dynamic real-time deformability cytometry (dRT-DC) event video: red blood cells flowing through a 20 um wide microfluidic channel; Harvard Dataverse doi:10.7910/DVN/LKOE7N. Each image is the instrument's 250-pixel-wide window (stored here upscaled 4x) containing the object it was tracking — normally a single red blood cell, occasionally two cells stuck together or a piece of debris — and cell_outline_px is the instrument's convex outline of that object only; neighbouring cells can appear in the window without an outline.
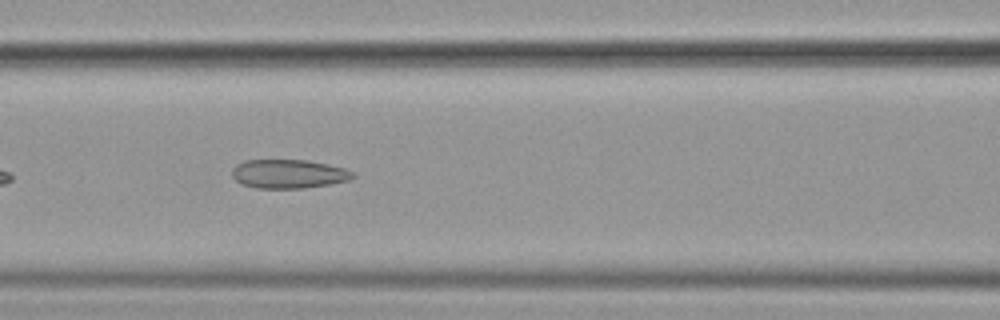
{"species": "common noctule bat (a hibernating species)", "species_latin": "Nyctalus noctula", "temperature_condition": "cold", "stored_images_in_passage": 39, "camera_frame_rate_fps": 3000, "um_per_image_px": 0.085, "animal": {"sex": "female", "body_mass_g": 19.9}, "frame": {"image": 1, "passage_image": 9, "time_ms": 2.667, "image_size_px": [1000, 320], "cell_outline_px": [[356, 176], [352, 180], [332, 184], [304, 188], [256, 188], [240, 184], [232, 176], [232, 168], [236, 164], [244, 160], [308, 160], [344, 168], [356, 172]], "centroid_in_image_um": [24.56, 14.78], "position_along_channel_um": 142.0, "area_um2": 20.63}}
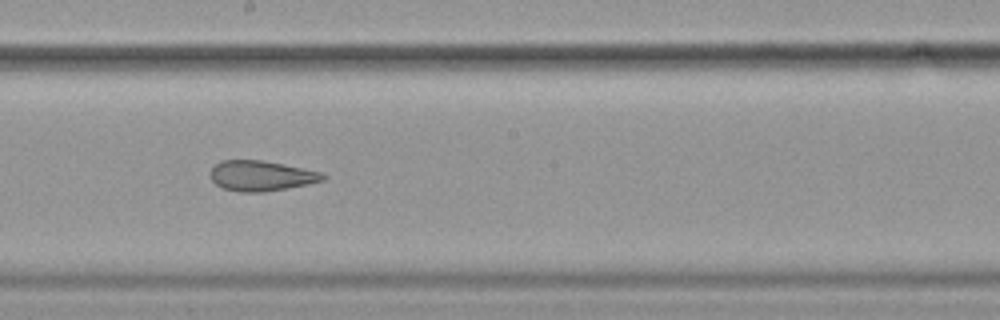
{"frame": {"image": 2, "passage_image": 16, "time_ms": 5.0, "image_size_px": [1000, 320], "cell_outline_px": [[328, 176], [324, 180], [308, 184], [288, 188], [264, 192], [240, 192], [224, 188], [216, 184], [212, 180], [208, 172], [220, 160], [260, 160], [284, 164], [304, 168], [320, 172]], "centroid_in_image_um": [22.2, 14.94], "position_along_channel_um": 226.0, "area_um2": 19.94}}
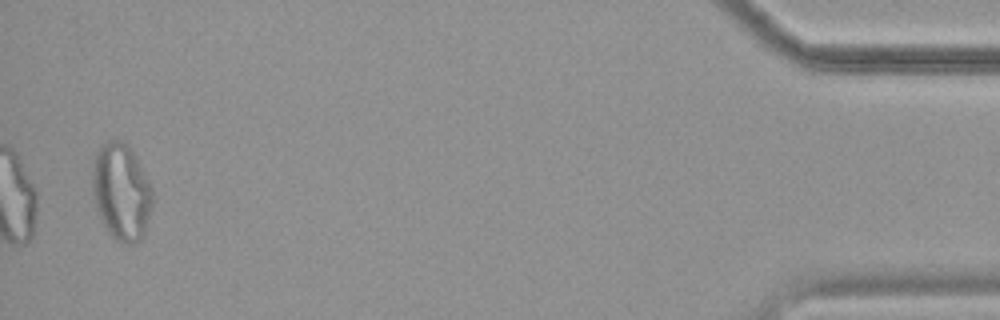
{"frame": {"image": 3, "passage_image": 39, "time_ms": 12.667, "image_size_px": [1000, 320], "cell_outline_px": [[152, 204], [144, 232], [140, 240], [132, 244], [124, 244], [116, 240], [108, 232], [100, 216], [92, 192], [92, 172], [96, 152], [104, 140], [120, 140], [136, 156], [152, 188]], "centroid_in_image_um": [10.3, 16.3], "position_along_channel_um": 424.9, "area_um2": 33.58}, "authors_computed_cell_mechanics": {"area_um2": 21.2126, "velocity_mm_per_s": 3.6145, "shape_relaxation_time_tau1_ms": null, "shape_relaxation_time_tau2_ms": 2.7696, "deformation_change_tau1": null, "deformation_change_tau2": 0.1188}}